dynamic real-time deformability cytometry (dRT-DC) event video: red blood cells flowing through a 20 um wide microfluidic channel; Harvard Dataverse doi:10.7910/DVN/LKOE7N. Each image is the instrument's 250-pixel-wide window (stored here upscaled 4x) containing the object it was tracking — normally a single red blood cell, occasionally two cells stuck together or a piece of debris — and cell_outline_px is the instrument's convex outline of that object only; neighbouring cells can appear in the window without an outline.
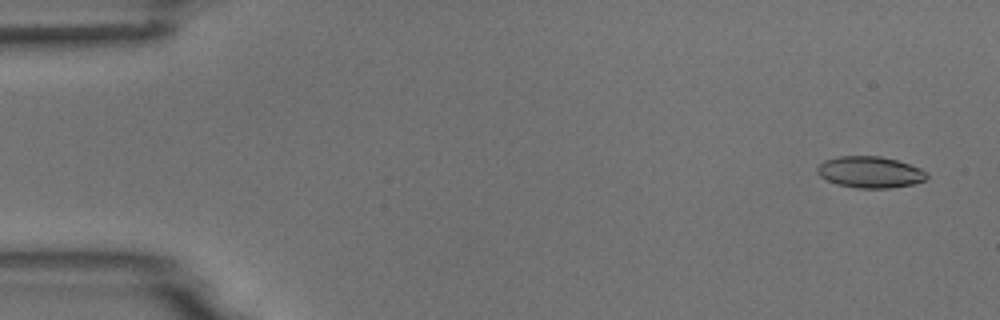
{"species": "common noctule bat (a hibernating species)", "species_latin": "Nyctalus noctula", "temperature_condition": "room temperature", "stored_images_in_passage": 5, "camera_frame_rate_fps": 3000, "um_per_image_px": 0.085, "animal": {"sex": "male", "body_mass_g": 18.8}, "frame": {"image": 1, "passage_image": 1, "time_ms": 0.0, "image_size_px": [1000, 320], "cell_outline_px": [[928, 176], [924, 180], [912, 184], [892, 188], [856, 188], [836, 184], [820, 176], [816, 172], [816, 168], [824, 160], [836, 156], [880, 156], [896, 160], [920, 168], [928, 172]], "centroid_in_image_um": [73.93, 14.63], "position_along_channel_um": 11.1, "area_um2": 20.11}}
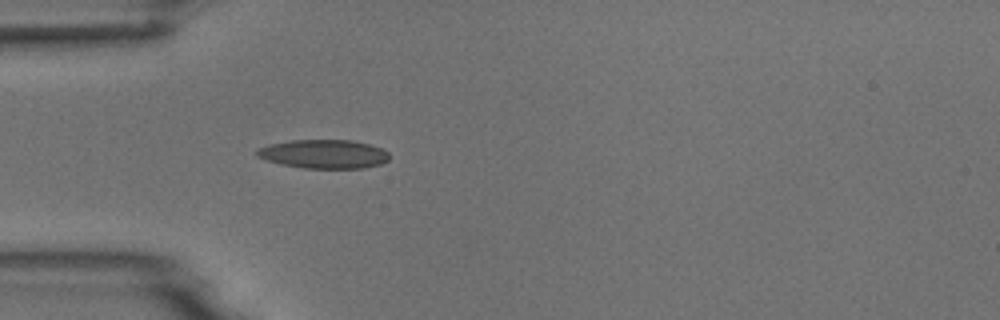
{"frame": {"image": 2, "passage_image": 5, "time_ms": 4.333, "image_size_px": [1000, 320], "cell_outline_px": [[388, 160], [380, 164], [364, 168], [304, 168], [280, 164], [256, 156], [256, 148], [268, 144], [292, 140], [352, 140], [368, 144], [380, 148], [388, 152]], "centroid_in_image_um": [27.49, 13.09], "position_along_channel_um": 57.5, "area_um2": 22.2}}